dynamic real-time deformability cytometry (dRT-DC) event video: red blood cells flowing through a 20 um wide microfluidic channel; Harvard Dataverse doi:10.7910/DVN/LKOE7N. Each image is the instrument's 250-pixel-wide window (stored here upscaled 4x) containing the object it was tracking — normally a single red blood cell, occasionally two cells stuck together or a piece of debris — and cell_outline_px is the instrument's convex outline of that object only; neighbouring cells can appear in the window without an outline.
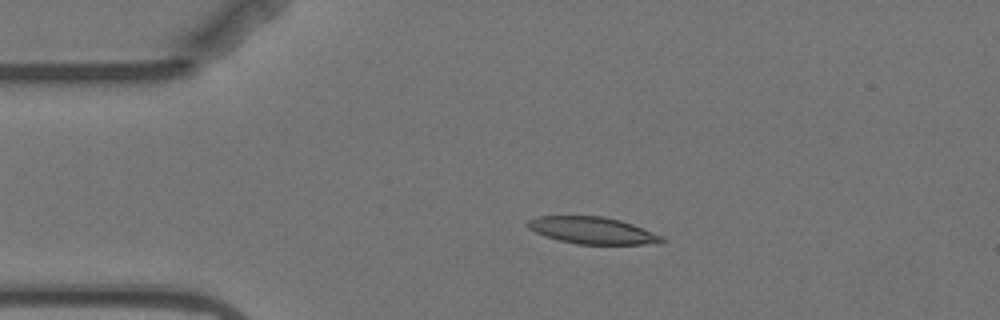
{"species": "Egyptian fruit bat (a non-hibernating species)", "species_latin": "Rousettus aegyptiacus", "temperature_condition": "warm", "stored_images_in_passage": 4, "camera_frame_rate_fps": 3000, "um_per_image_px": 0.085, "animal": {"sex": "female"}, "frame": {"image": 1, "passage_image": 3, "time_ms": 2.333, "image_size_px": [1000, 320], "cell_outline_px": [[668, 240], [644, 244], [576, 244], [544, 236], [528, 228], [524, 224], [528, 220], [540, 216], [600, 216], [620, 220], [632, 224], [664, 236]], "centroid_in_image_um": [50.33, 19.58], "position_along_channel_um": 34.7, "area_um2": 20.92}}